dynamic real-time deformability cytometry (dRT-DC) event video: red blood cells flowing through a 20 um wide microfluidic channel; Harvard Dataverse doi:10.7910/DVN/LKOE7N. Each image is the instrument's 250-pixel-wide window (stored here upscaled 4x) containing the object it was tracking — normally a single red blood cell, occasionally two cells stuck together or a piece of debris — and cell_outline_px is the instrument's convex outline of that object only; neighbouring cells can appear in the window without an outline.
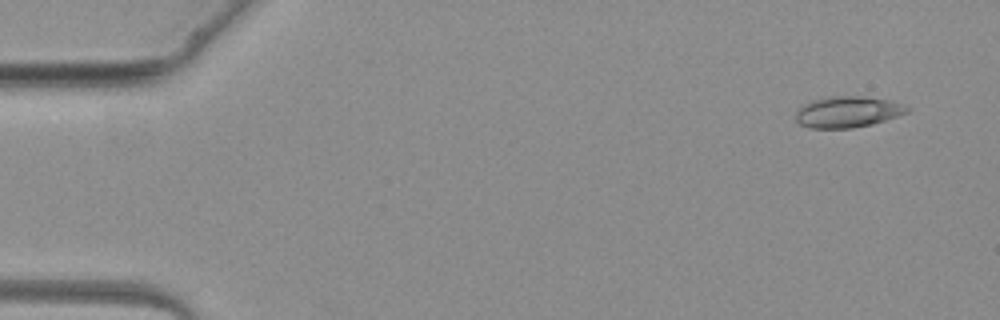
{"species": "common noctule bat (a hibernating species)", "species_latin": "Nyctalus noctula", "temperature_condition": "warm", "stored_images_in_passage": 5, "camera_frame_rate_fps": 3000, "um_per_image_px": 0.085, "animal": {"sex": "female", "body_mass_g": 19.3, "forearm_length_mm": 54.1}, "frame": {"image": 1, "passage_image": 1, "time_ms": 0.0, "image_size_px": [1000, 320], "cell_outline_px": [[912, 108], [908, 112], [872, 124], [852, 128], [808, 128], [800, 124], [796, 120], [796, 112], [804, 104], [812, 100], [824, 96], [860, 96], [892, 100]], "centroid_in_image_um": [72.05, 9.5], "position_along_channel_um": 13.0, "area_um2": 20.29}}
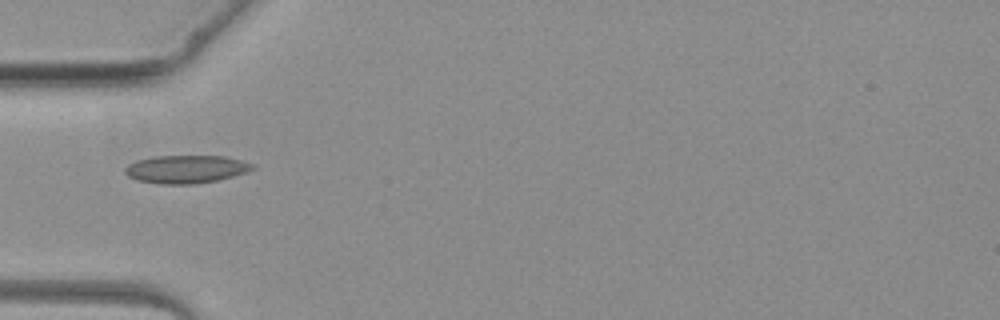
{"frame": {"image": 2, "passage_image": 4, "time_ms": 3.667, "image_size_px": [1000, 320], "cell_outline_px": [[256, 168], [232, 176], [216, 180], [196, 184], [160, 184], [136, 180], [128, 176], [124, 172], [124, 168], [128, 164], [136, 160], [152, 156], [224, 156], [256, 164]], "centroid_in_image_um": [15.78, 14.38], "position_along_channel_um": 69.2, "area_um2": 20.87}}
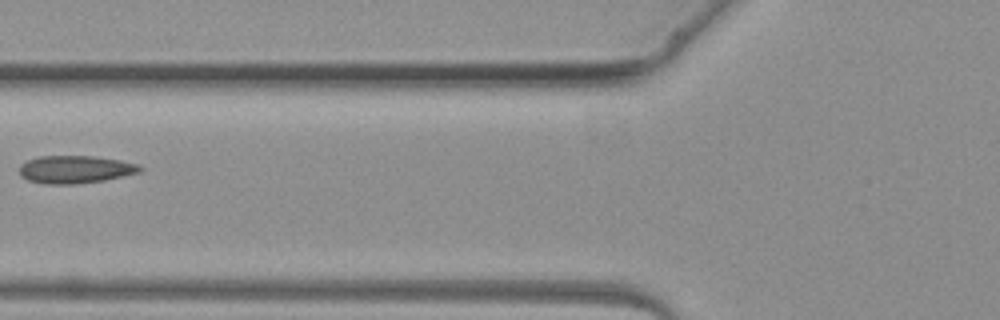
{"frame": {"image": 3, "passage_image": 5, "time_ms": 4.667, "image_size_px": [1000, 320], "cell_outline_px": [[144, 168], [140, 172], [104, 180], [76, 184], [44, 184], [28, 180], [20, 176], [20, 164], [28, 160], [40, 156], [92, 156], [120, 160], [140, 164]], "centroid_in_image_um": [6.4, 14.4], "position_along_channel_um": 119.4, "area_um2": 19.54}}